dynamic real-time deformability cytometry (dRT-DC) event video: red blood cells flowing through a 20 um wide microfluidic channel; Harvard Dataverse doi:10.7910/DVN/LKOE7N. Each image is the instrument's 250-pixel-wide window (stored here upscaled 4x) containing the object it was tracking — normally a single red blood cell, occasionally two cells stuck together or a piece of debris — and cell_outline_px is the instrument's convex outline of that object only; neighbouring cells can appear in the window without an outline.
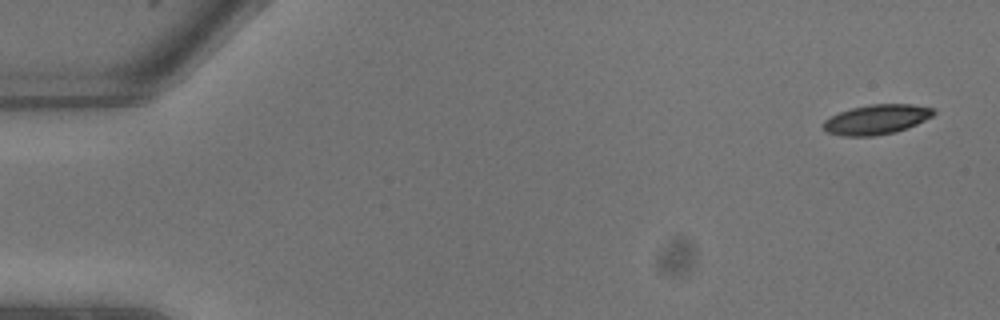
{"species": "common noctule bat (a hibernating species)", "species_latin": "Nyctalus noctula", "temperature_condition": "warm", "stored_images_in_passage": 7, "camera_frame_rate_fps": 3000, "um_per_image_px": 0.085, "animal": {"sex": "male", "body_mass_g": 13.3}, "frame": {"image": 1, "passage_image": 1, "time_ms": 0.0, "image_size_px": [1000, 320], "cell_outline_px": [[936, 112], [932, 116], [908, 128], [896, 132], [876, 136], [840, 136], [824, 132], [820, 124], [824, 120], [840, 112], [852, 108], [868, 104], [912, 104], [932, 108]], "centroid_in_image_um": [74.45, 10.17], "position_along_channel_um": 10.6, "area_um2": 19.36}}
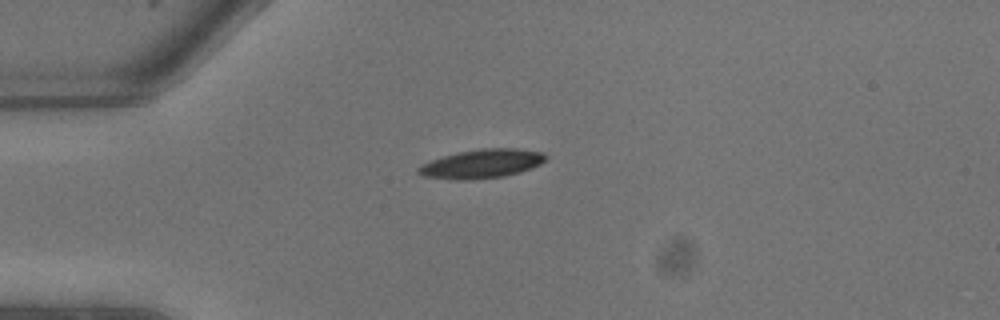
{"frame": {"image": 2, "passage_image": 6, "time_ms": 1.667, "image_size_px": [1000, 320], "cell_outline_px": [[548, 156], [540, 164], [532, 168], [520, 172], [504, 176], [472, 180], [452, 180], [424, 176], [416, 172], [416, 168], [420, 164], [444, 156], [460, 152], [480, 148], [516, 148], [544, 152]], "centroid_in_image_um": [40.95, 13.92], "position_along_channel_um": 44.1, "area_um2": 21.62}}